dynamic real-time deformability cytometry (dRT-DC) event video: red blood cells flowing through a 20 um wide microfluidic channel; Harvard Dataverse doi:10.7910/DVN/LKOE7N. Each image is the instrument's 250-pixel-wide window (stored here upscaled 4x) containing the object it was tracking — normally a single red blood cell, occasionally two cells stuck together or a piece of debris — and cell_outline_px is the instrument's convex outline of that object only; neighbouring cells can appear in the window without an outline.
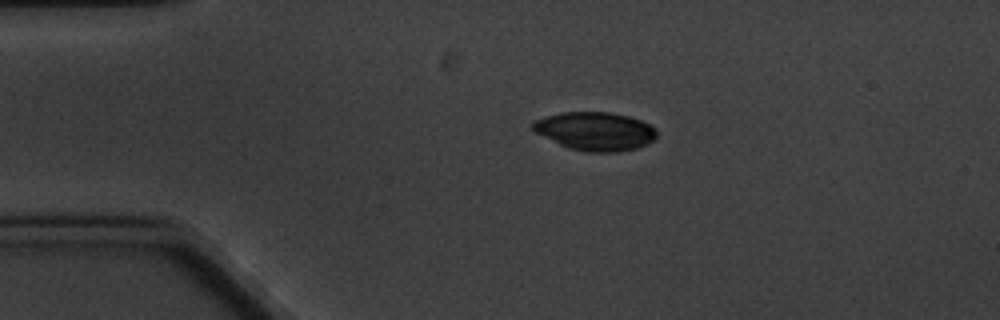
{"species": "common noctule bat (a hibernating species)", "species_latin": "Nyctalus noctula", "temperature_condition": "cold", "stored_images_in_passage": 5, "camera_frame_rate_fps": 3000, "um_per_image_px": 0.085, "animal": {"sex": "male", "body_mass_g": 20.1, "forearm_length_mm": 53.5}, "frame": {"image": 1, "passage_image": 3, "time_ms": 2.333, "image_size_px": [1000, 320], "cell_outline_px": [[656, 136], [648, 144], [636, 148], [620, 152], [584, 152], [568, 148], [536, 132], [532, 128], [532, 124], [536, 120], [544, 116], [560, 112], [608, 112], [628, 116], [640, 120], [656, 128]], "centroid_in_image_um": [50.6, 11.15], "position_along_channel_um": 34.4, "area_um2": 27.69}}
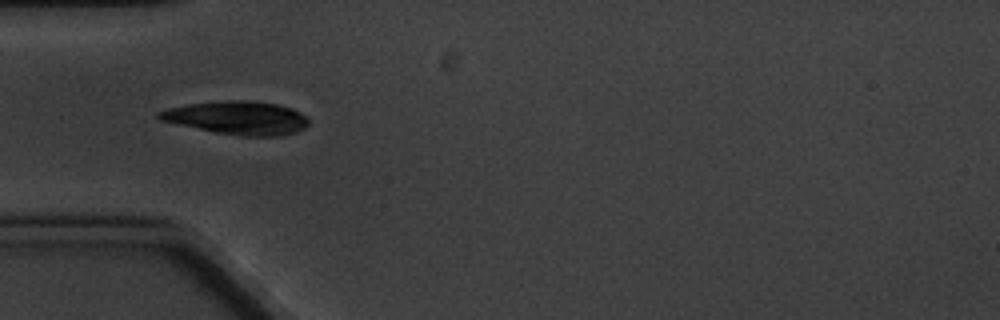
{"frame": {"image": 2, "passage_image": 4, "time_ms": 4.333, "image_size_px": [1000, 320], "cell_outline_px": [[308, 124], [304, 128], [296, 132], [276, 136], [240, 136], [216, 132], [160, 120], [156, 116], [156, 112], [168, 108], [188, 104], [224, 100], [248, 100], [276, 104], [292, 108], [308, 116]], "centroid_in_image_um": [20.19, 10.01], "position_along_channel_um": 64.8, "area_um2": 28.96}}